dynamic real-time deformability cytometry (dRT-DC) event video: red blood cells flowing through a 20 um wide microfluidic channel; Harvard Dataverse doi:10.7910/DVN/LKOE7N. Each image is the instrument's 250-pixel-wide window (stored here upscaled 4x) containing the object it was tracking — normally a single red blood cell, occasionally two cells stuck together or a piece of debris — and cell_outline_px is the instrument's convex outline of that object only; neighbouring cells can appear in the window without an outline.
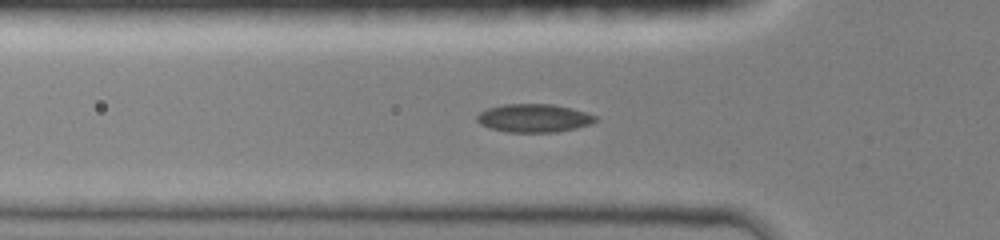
{"species": "common noctule bat (a hibernating species)", "species_latin": "Nyctalus noctula", "temperature_condition": "room temperature", "stored_images_in_passage": 35, "camera_frame_rate_fps": 3000, "um_per_image_px": 0.085, "animal": {"sex": "female", "body_mass_g": 19.0, "forearm_length_mm": 51.5}, "frame": {"image": 1, "passage_image": 3, "time_ms": 0.667, "image_size_px": [1000, 240], "cell_outline_px": [[596, 120], [588, 124], [576, 128], [556, 132], [508, 132], [488, 128], [480, 124], [476, 120], [476, 116], [480, 112], [488, 108], [504, 104], [552, 104], [584, 112], [596, 116]], "centroid_in_image_um": [45.31, 10.04], "position_along_channel_um": 80.5, "area_um2": 19.31}}
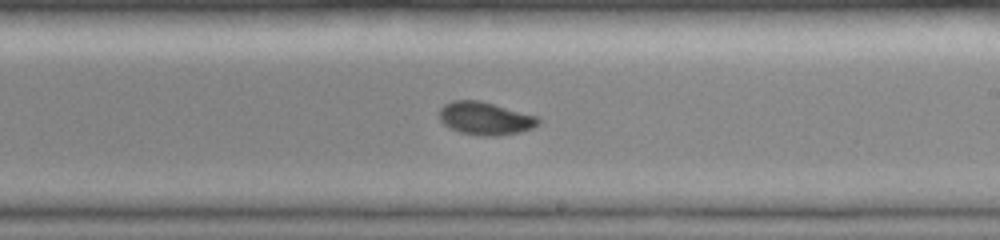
{"frame": {"image": 2, "passage_image": 15, "time_ms": 4.667, "image_size_px": [1000, 240], "cell_outline_px": [[540, 124], [532, 128], [520, 132], [496, 136], [484, 136], [460, 132], [448, 128], [440, 120], [440, 108], [444, 104], [452, 100], [480, 100], [540, 116]], "centroid_in_image_um": [41.27, 10.06], "position_along_channel_um": 247.7, "area_um2": 19.25}}
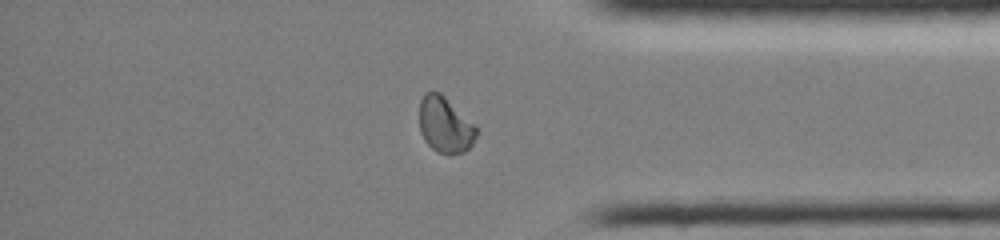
{"frame": {"image": 3, "passage_image": 26, "time_ms": 8.333, "image_size_px": [1000, 240], "cell_outline_px": [[480, 128], [472, 144], [464, 152], [436, 152], [424, 140], [420, 132], [420, 100], [428, 92], [440, 92], [476, 124]], "centroid_in_image_um": [37.86, 10.6], "position_along_channel_um": 397.3, "area_um2": 18.5}, "authors_computed_cell_mechanics": {"area_um2": 18.8428, "velocity_mm_per_s": 4.1923, "shape_relaxation_time_tau1_ms": null, "shape_relaxation_time_tau2_ms": 0.9655, "deformation_change_tau1": null, "deformation_change_tau2": 0.0419}}